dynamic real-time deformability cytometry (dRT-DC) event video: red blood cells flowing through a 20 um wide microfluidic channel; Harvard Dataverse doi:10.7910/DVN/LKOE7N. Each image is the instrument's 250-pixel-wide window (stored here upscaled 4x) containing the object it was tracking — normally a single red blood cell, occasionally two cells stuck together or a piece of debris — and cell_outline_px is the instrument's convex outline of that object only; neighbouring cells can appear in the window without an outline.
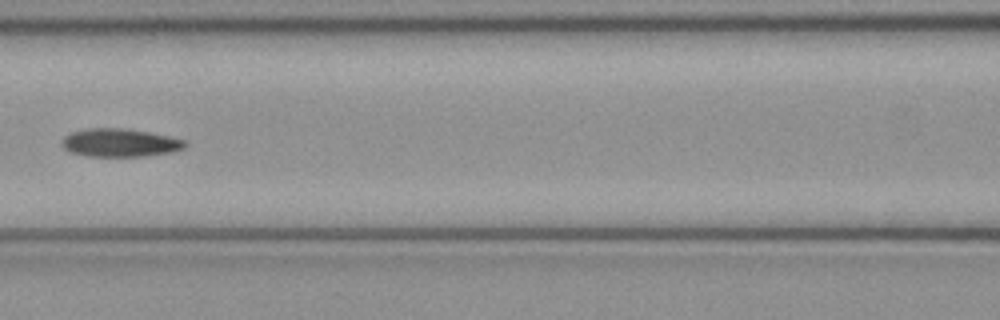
{"species": "common noctule bat (a hibernating species)", "species_latin": "Nyctalus noctula", "temperature_condition": "cold", "stored_images_in_passage": 5, "camera_frame_rate_fps": 3000, "um_per_image_px": 0.085, "animal": {"sex": "female", "body_mass_g": 21.9}, "frame": {"image": 1, "passage_image": 5, "time_ms": 1.333, "image_size_px": [1000, 320], "cell_outline_px": [[188, 144], [184, 148], [168, 152], [144, 156], [88, 156], [72, 152], [64, 148], [60, 144], [64, 136], [72, 132], [88, 128], [120, 128], [148, 132], [168, 136], [184, 140]], "centroid_in_image_um": [10.16, 12.13], "position_along_channel_um": 156.4, "area_um2": 19.94}}